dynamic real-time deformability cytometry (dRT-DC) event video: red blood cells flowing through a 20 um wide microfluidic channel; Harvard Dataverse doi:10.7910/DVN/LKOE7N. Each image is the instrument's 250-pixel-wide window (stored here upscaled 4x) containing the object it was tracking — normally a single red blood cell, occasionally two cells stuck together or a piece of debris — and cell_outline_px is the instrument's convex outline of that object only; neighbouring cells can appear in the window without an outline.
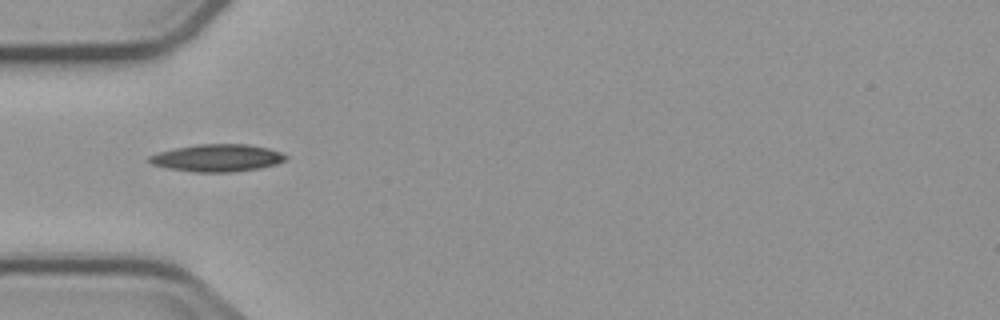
{"species": "common noctule bat (a hibernating species)", "species_latin": "Nyctalus noctula", "temperature_condition": "cold", "stored_images_in_passage": 4, "camera_frame_rate_fps": 3000, "um_per_image_px": 0.085, "animal": {"sex": "male", "body_mass_g": 23.1, "forearm_length_mm": 52.7}, "frame": {"image": 1, "passage_image": 1, "time_ms": 0.0, "image_size_px": [1000, 320], "cell_outline_px": [[288, 160], [276, 164], [260, 168], [228, 172], [196, 172], [168, 168], [152, 164], [144, 160], [148, 156], [160, 152], [176, 148], [196, 144], [248, 144], [268, 148], [280, 152], [288, 156]], "centroid_in_image_um": [18.47, 13.42], "position_along_channel_um": 66.5, "area_um2": 21.79}}
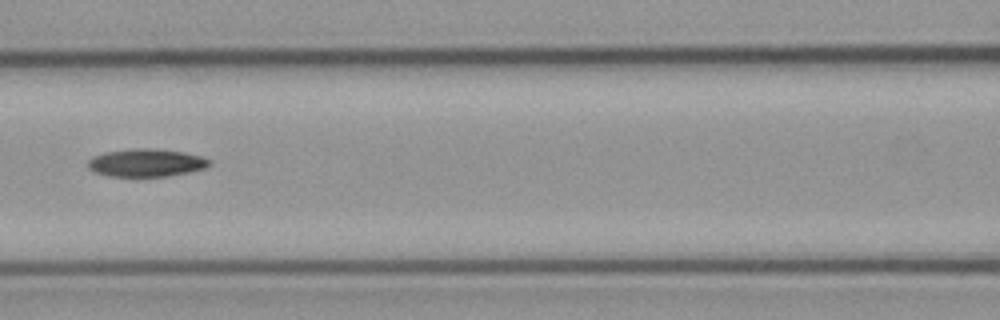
{"frame": {"image": 2, "passage_image": 3, "time_ms": 2.333, "image_size_px": [1000, 320], "cell_outline_px": [[212, 164], [204, 168], [188, 172], [168, 176], [112, 176], [96, 172], [88, 168], [88, 160], [92, 156], [104, 152], [136, 148], [148, 148], [184, 152], [200, 156], [212, 160]], "centroid_in_image_um": [12.43, 13.83], "position_along_channel_um": 154.2, "area_um2": 19.59}}
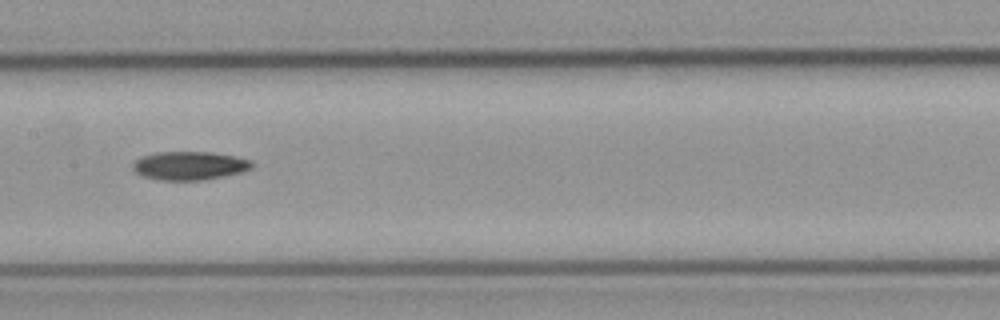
{"frame": {"image": 3, "passage_image": 4, "time_ms": 3.333, "image_size_px": [1000, 320], "cell_outline_px": [[252, 168], [240, 172], [224, 176], [204, 180], [160, 180], [144, 176], [136, 172], [132, 168], [132, 164], [136, 160], [144, 156], [156, 152], [212, 152], [236, 156], [252, 160]], "centroid_in_image_um": [16.13, 14.08], "position_along_channel_um": 191.3, "area_um2": 19.71}}